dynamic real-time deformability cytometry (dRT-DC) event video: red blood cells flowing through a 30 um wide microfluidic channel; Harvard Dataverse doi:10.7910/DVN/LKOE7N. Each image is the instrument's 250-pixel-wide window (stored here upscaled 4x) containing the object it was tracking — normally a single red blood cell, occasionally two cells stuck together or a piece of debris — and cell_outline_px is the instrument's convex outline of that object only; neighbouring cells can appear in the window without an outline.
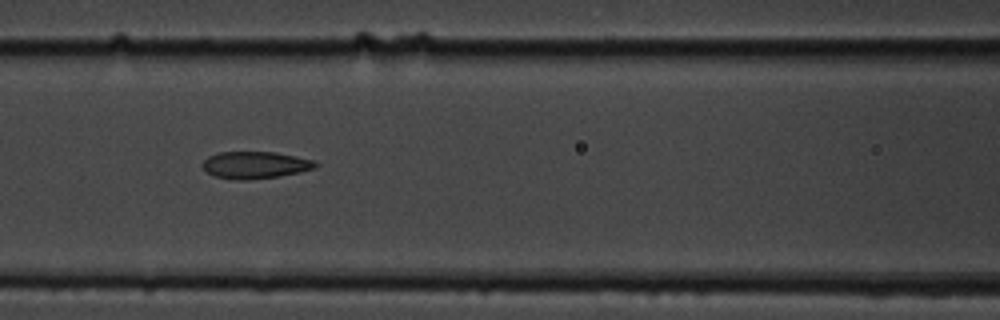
{"species": "common noctule bat (a hibernating species)", "species_latin": "Nyctalus noctula", "temperature_condition": "cold", "stored_images_in_passage": 13, "camera_frame_rate_fps": 3000, "um_per_image_px": 0.085, "animal": {"sex": "male", "body_mass_g": 19.5, "forearm_length_mm": 54.6}, "frame": {"image": 1, "passage_image": 4, "time_ms": 4.333, "image_size_px": [1000, 320], "cell_outline_px": [[320, 164], [316, 168], [300, 172], [280, 176], [244, 180], [236, 180], [212, 176], [204, 168], [204, 160], [208, 156], [220, 152], [276, 152], [316, 160]], "centroid_in_image_um": [21.75, 14.02], "position_along_channel_um": 144.9, "area_um2": 17.92}}
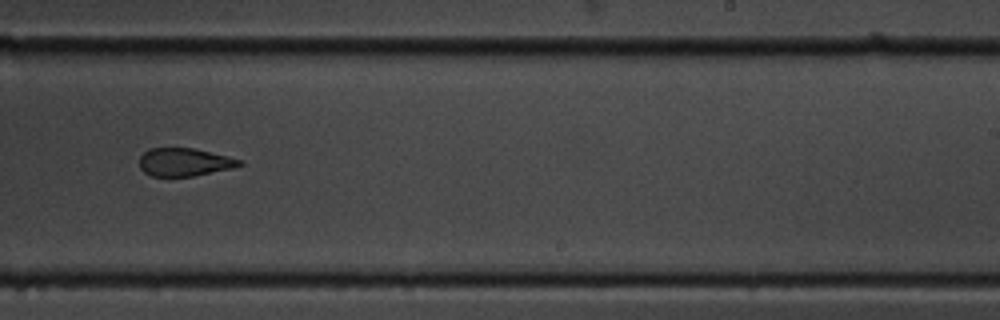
{"frame": {"image": 2, "passage_image": 7, "time_ms": 8.0, "image_size_px": [1000, 320], "cell_outline_px": [[244, 164], [232, 168], [192, 176], [152, 176], [144, 172], [140, 168], [140, 156], [148, 148], [192, 148], [228, 156], [244, 160]], "centroid_in_image_um": [15.68, 13.77], "position_along_channel_um": 273.3, "area_um2": 16.3}}
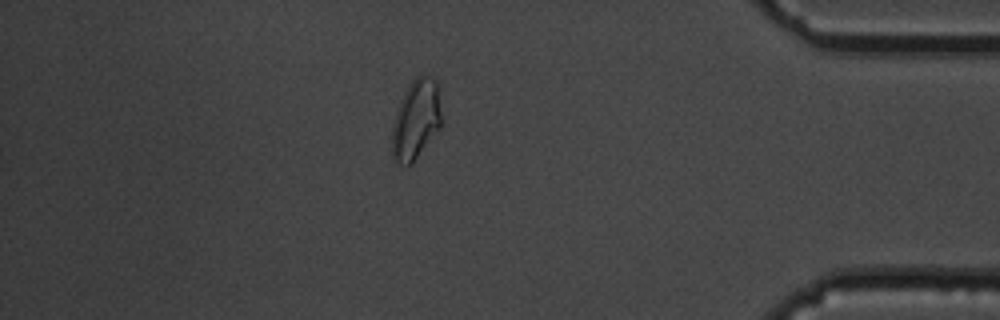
{"frame": {"image": 3, "passage_image": 13, "time_ms": 15.667, "image_size_px": [1000, 320], "cell_outline_px": [[440, 128], [412, 164], [400, 164], [392, 156], [392, 128], [396, 112], [400, 100], [408, 84], [416, 76], [428, 76], [436, 80], [440, 112]], "centroid_in_image_um": [35.33, 10.17], "position_along_channel_um": 399.9, "area_um2": 22.66}, "authors_computed_cell_mechanics": {"area_um2": 18.9006, "velocity_mm_per_s": 3.5199, "shape_relaxation_time_tau1_ms": 11.0153, "shape_relaxation_time_tau2_ms": 2.5427, "deformation_change_tau1": 0.1827, "deformation_change_tau2": 0.0606}}